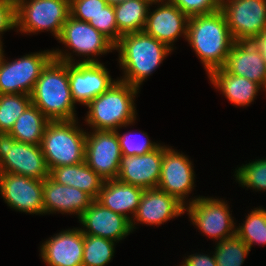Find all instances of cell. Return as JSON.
Returning <instances> with one entry per match:
<instances>
[{
  "label": "cell",
  "mask_w": 266,
  "mask_h": 266,
  "mask_svg": "<svg viewBox=\"0 0 266 266\" xmlns=\"http://www.w3.org/2000/svg\"><path fill=\"white\" fill-rule=\"evenodd\" d=\"M186 41L200 59L207 76L223 68L235 42L221 10L189 17Z\"/></svg>",
  "instance_id": "6da1fadb"
},
{
  "label": "cell",
  "mask_w": 266,
  "mask_h": 266,
  "mask_svg": "<svg viewBox=\"0 0 266 266\" xmlns=\"http://www.w3.org/2000/svg\"><path fill=\"white\" fill-rule=\"evenodd\" d=\"M115 50L119 53L117 60L123 71L119 80L139 89L173 52L144 31L123 34L115 44Z\"/></svg>",
  "instance_id": "7a4b0ae2"
},
{
  "label": "cell",
  "mask_w": 266,
  "mask_h": 266,
  "mask_svg": "<svg viewBox=\"0 0 266 266\" xmlns=\"http://www.w3.org/2000/svg\"><path fill=\"white\" fill-rule=\"evenodd\" d=\"M35 105L49 121L78 119L69 86L68 63L52 58L42 69L32 93Z\"/></svg>",
  "instance_id": "3957f363"
},
{
  "label": "cell",
  "mask_w": 266,
  "mask_h": 266,
  "mask_svg": "<svg viewBox=\"0 0 266 266\" xmlns=\"http://www.w3.org/2000/svg\"><path fill=\"white\" fill-rule=\"evenodd\" d=\"M139 91L118 77L104 93L86 105V125L99 131H116L133 125L137 120L135 98Z\"/></svg>",
  "instance_id": "277c9868"
},
{
  "label": "cell",
  "mask_w": 266,
  "mask_h": 266,
  "mask_svg": "<svg viewBox=\"0 0 266 266\" xmlns=\"http://www.w3.org/2000/svg\"><path fill=\"white\" fill-rule=\"evenodd\" d=\"M57 40L64 44L65 49H52L53 58L66 63H97L100 62L97 56L115 51V44L109 38L88 22L76 20L72 16L63 24ZM74 55L83 58L76 60Z\"/></svg>",
  "instance_id": "5b68a950"
},
{
  "label": "cell",
  "mask_w": 266,
  "mask_h": 266,
  "mask_svg": "<svg viewBox=\"0 0 266 266\" xmlns=\"http://www.w3.org/2000/svg\"><path fill=\"white\" fill-rule=\"evenodd\" d=\"M78 123V119L50 121L46 126L41 149L49 171L85 161L87 131Z\"/></svg>",
  "instance_id": "8992f818"
},
{
  "label": "cell",
  "mask_w": 266,
  "mask_h": 266,
  "mask_svg": "<svg viewBox=\"0 0 266 266\" xmlns=\"http://www.w3.org/2000/svg\"><path fill=\"white\" fill-rule=\"evenodd\" d=\"M70 16V0H17L16 32L37 34L48 32L59 37Z\"/></svg>",
  "instance_id": "52a82bcc"
},
{
  "label": "cell",
  "mask_w": 266,
  "mask_h": 266,
  "mask_svg": "<svg viewBox=\"0 0 266 266\" xmlns=\"http://www.w3.org/2000/svg\"><path fill=\"white\" fill-rule=\"evenodd\" d=\"M188 200L185 212L202 234L216 243L235 236L236 222L225 199L199 195Z\"/></svg>",
  "instance_id": "ba28073f"
},
{
  "label": "cell",
  "mask_w": 266,
  "mask_h": 266,
  "mask_svg": "<svg viewBox=\"0 0 266 266\" xmlns=\"http://www.w3.org/2000/svg\"><path fill=\"white\" fill-rule=\"evenodd\" d=\"M0 172L44 180L49 170L41 145L18 142L9 132L0 131Z\"/></svg>",
  "instance_id": "9c48e42d"
},
{
  "label": "cell",
  "mask_w": 266,
  "mask_h": 266,
  "mask_svg": "<svg viewBox=\"0 0 266 266\" xmlns=\"http://www.w3.org/2000/svg\"><path fill=\"white\" fill-rule=\"evenodd\" d=\"M0 57V94L30 95L42 69L53 58L52 50L31 52L9 60Z\"/></svg>",
  "instance_id": "30bf717a"
},
{
  "label": "cell",
  "mask_w": 266,
  "mask_h": 266,
  "mask_svg": "<svg viewBox=\"0 0 266 266\" xmlns=\"http://www.w3.org/2000/svg\"><path fill=\"white\" fill-rule=\"evenodd\" d=\"M193 162L183 152L163 145L161 176L157 188L176 197L185 206L196 184ZM187 197V198H186Z\"/></svg>",
  "instance_id": "8fae6325"
},
{
  "label": "cell",
  "mask_w": 266,
  "mask_h": 266,
  "mask_svg": "<svg viewBox=\"0 0 266 266\" xmlns=\"http://www.w3.org/2000/svg\"><path fill=\"white\" fill-rule=\"evenodd\" d=\"M220 10L234 41L251 40L266 28V0H228Z\"/></svg>",
  "instance_id": "7c38bea8"
},
{
  "label": "cell",
  "mask_w": 266,
  "mask_h": 266,
  "mask_svg": "<svg viewBox=\"0 0 266 266\" xmlns=\"http://www.w3.org/2000/svg\"><path fill=\"white\" fill-rule=\"evenodd\" d=\"M0 195L15 211L44 215L43 180L0 172Z\"/></svg>",
  "instance_id": "4fadbf2b"
},
{
  "label": "cell",
  "mask_w": 266,
  "mask_h": 266,
  "mask_svg": "<svg viewBox=\"0 0 266 266\" xmlns=\"http://www.w3.org/2000/svg\"><path fill=\"white\" fill-rule=\"evenodd\" d=\"M90 131L86 134V164L104 180L117 179L122 157L117 133Z\"/></svg>",
  "instance_id": "5bb4252c"
},
{
  "label": "cell",
  "mask_w": 266,
  "mask_h": 266,
  "mask_svg": "<svg viewBox=\"0 0 266 266\" xmlns=\"http://www.w3.org/2000/svg\"><path fill=\"white\" fill-rule=\"evenodd\" d=\"M69 86L75 104L86 106L104 93L117 79H113L104 63H68Z\"/></svg>",
  "instance_id": "9a60e30c"
},
{
  "label": "cell",
  "mask_w": 266,
  "mask_h": 266,
  "mask_svg": "<svg viewBox=\"0 0 266 266\" xmlns=\"http://www.w3.org/2000/svg\"><path fill=\"white\" fill-rule=\"evenodd\" d=\"M185 213V205L173 195L158 188L144 189L130 227L132 232L137 229V224L158 227Z\"/></svg>",
  "instance_id": "2e32d148"
},
{
  "label": "cell",
  "mask_w": 266,
  "mask_h": 266,
  "mask_svg": "<svg viewBox=\"0 0 266 266\" xmlns=\"http://www.w3.org/2000/svg\"><path fill=\"white\" fill-rule=\"evenodd\" d=\"M149 7L144 32L174 51V43L187 36L189 17L173 3H155Z\"/></svg>",
  "instance_id": "e0dca14e"
},
{
  "label": "cell",
  "mask_w": 266,
  "mask_h": 266,
  "mask_svg": "<svg viewBox=\"0 0 266 266\" xmlns=\"http://www.w3.org/2000/svg\"><path fill=\"white\" fill-rule=\"evenodd\" d=\"M78 220L84 235L99 236L117 243L132 233L130 221L126 217L104 207L96 199Z\"/></svg>",
  "instance_id": "ac0fdd59"
},
{
  "label": "cell",
  "mask_w": 266,
  "mask_h": 266,
  "mask_svg": "<svg viewBox=\"0 0 266 266\" xmlns=\"http://www.w3.org/2000/svg\"><path fill=\"white\" fill-rule=\"evenodd\" d=\"M162 158L163 144L144 155H122L117 180L143 189L157 188Z\"/></svg>",
  "instance_id": "d6986e66"
},
{
  "label": "cell",
  "mask_w": 266,
  "mask_h": 266,
  "mask_svg": "<svg viewBox=\"0 0 266 266\" xmlns=\"http://www.w3.org/2000/svg\"><path fill=\"white\" fill-rule=\"evenodd\" d=\"M39 249L47 266H82L84 234L78 227L69 228L46 239Z\"/></svg>",
  "instance_id": "ffe728a7"
},
{
  "label": "cell",
  "mask_w": 266,
  "mask_h": 266,
  "mask_svg": "<svg viewBox=\"0 0 266 266\" xmlns=\"http://www.w3.org/2000/svg\"><path fill=\"white\" fill-rule=\"evenodd\" d=\"M93 200L85 191L59 184L50 176L43 180L44 215L58 212L79 218Z\"/></svg>",
  "instance_id": "44dd1931"
},
{
  "label": "cell",
  "mask_w": 266,
  "mask_h": 266,
  "mask_svg": "<svg viewBox=\"0 0 266 266\" xmlns=\"http://www.w3.org/2000/svg\"><path fill=\"white\" fill-rule=\"evenodd\" d=\"M223 68L232 75L258 83L266 91V64L251 40L235 41Z\"/></svg>",
  "instance_id": "7402d4cb"
},
{
  "label": "cell",
  "mask_w": 266,
  "mask_h": 266,
  "mask_svg": "<svg viewBox=\"0 0 266 266\" xmlns=\"http://www.w3.org/2000/svg\"><path fill=\"white\" fill-rule=\"evenodd\" d=\"M143 192V188L123 183L117 179L105 180L96 200L104 207L131 221Z\"/></svg>",
  "instance_id": "603a6c76"
},
{
  "label": "cell",
  "mask_w": 266,
  "mask_h": 266,
  "mask_svg": "<svg viewBox=\"0 0 266 266\" xmlns=\"http://www.w3.org/2000/svg\"><path fill=\"white\" fill-rule=\"evenodd\" d=\"M208 78L218 91L233 105L247 107L254 102L260 90L264 89L256 82L245 77L232 75L224 68L213 70Z\"/></svg>",
  "instance_id": "cb8c5ba5"
},
{
  "label": "cell",
  "mask_w": 266,
  "mask_h": 266,
  "mask_svg": "<svg viewBox=\"0 0 266 266\" xmlns=\"http://www.w3.org/2000/svg\"><path fill=\"white\" fill-rule=\"evenodd\" d=\"M49 176L59 184L85 191L94 200L98 198L105 181L85 161L53 168L49 171Z\"/></svg>",
  "instance_id": "d4e9b609"
},
{
  "label": "cell",
  "mask_w": 266,
  "mask_h": 266,
  "mask_svg": "<svg viewBox=\"0 0 266 266\" xmlns=\"http://www.w3.org/2000/svg\"><path fill=\"white\" fill-rule=\"evenodd\" d=\"M50 121L31 104L15 121L9 133L18 141L41 145L46 126Z\"/></svg>",
  "instance_id": "484cf974"
},
{
  "label": "cell",
  "mask_w": 266,
  "mask_h": 266,
  "mask_svg": "<svg viewBox=\"0 0 266 266\" xmlns=\"http://www.w3.org/2000/svg\"><path fill=\"white\" fill-rule=\"evenodd\" d=\"M152 0H127L114 7L118 31L123 35L144 30Z\"/></svg>",
  "instance_id": "4316f807"
},
{
  "label": "cell",
  "mask_w": 266,
  "mask_h": 266,
  "mask_svg": "<svg viewBox=\"0 0 266 266\" xmlns=\"http://www.w3.org/2000/svg\"><path fill=\"white\" fill-rule=\"evenodd\" d=\"M242 225L235 227V235L250 248L254 245H266V209L259 206L252 209L245 217Z\"/></svg>",
  "instance_id": "83f0119b"
},
{
  "label": "cell",
  "mask_w": 266,
  "mask_h": 266,
  "mask_svg": "<svg viewBox=\"0 0 266 266\" xmlns=\"http://www.w3.org/2000/svg\"><path fill=\"white\" fill-rule=\"evenodd\" d=\"M117 242L99 236L84 235L83 265L106 266L111 262Z\"/></svg>",
  "instance_id": "f1b7e54d"
},
{
  "label": "cell",
  "mask_w": 266,
  "mask_h": 266,
  "mask_svg": "<svg viewBox=\"0 0 266 266\" xmlns=\"http://www.w3.org/2000/svg\"><path fill=\"white\" fill-rule=\"evenodd\" d=\"M214 252H211L218 266H242L250 253L249 246L236 235L215 243Z\"/></svg>",
  "instance_id": "f546056e"
},
{
  "label": "cell",
  "mask_w": 266,
  "mask_h": 266,
  "mask_svg": "<svg viewBox=\"0 0 266 266\" xmlns=\"http://www.w3.org/2000/svg\"><path fill=\"white\" fill-rule=\"evenodd\" d=\"M32 104L25 94H0V131L9 132L18 117Z\"/></svg>",
  "instance_id": "4dcf8cb0"
},
{
  "label": "cell",
  "mask_w": 266,
  "mask_h": 266,
  "mask_svg": "<svg viewBox=\"0 0 266 266\" xmlns=\"http://www.w3.org/2000/svg\"><path fill=\"white\" fill-rule=\"evenodd\" d=\"M234 173L233 176L241 187L257 192L266 191V157L242 164Z\"/></svg>",
  "instance_id": "1f68e13d"
},
{
  "label": "cell",
  "mask_w": 266,
  "mask_h": 266,
  "mask_svg": "<svg viewBox=\"0 0 266 266\" xmlns=\"http://www.w3.org/2000/svg\"><path fill=\"white\" fill-rule=\"evenodd\" d=\"M120 129H117L115 132L118 135L119 145L121 154L125 156H134V155H144L145 153L151 152L156 149L161 143L153 142L149 139L144 131H139L132 133L125 132L120 134ZM119 130V131H118Z\"/></svg>",
  "instance_id": "d6a6232c"
},
{
  "label": "cell",
  "mask_w": 266,
  "mask_h": 266,
  "mask_svg": "<svg viewBox=\"0 0 266 266\" xmlns=\"http://www.w3.org/2000/svg\"><path fill=\"white\" fill-rule=\"evenodd\" d=\"M88 23L109 38L114 44L122 36L117 28L114 7L112 5H107L98 15L91 18Z\"/></svg>",
  "instance_id": "836d02e7"
},
{
  "label": "cell",
  "mask_w": 266,
  "mask_h": 266,
  "mask_svg": "<svg viewBox=\"0 0 266 266\" xmlns=\"http://www.w3.org/2000/svg\"><path fill=\"white\" fill-rule=\"evenodd\" d=\"M107 5L105 0H70V16L79 21L89 22Z\"/></svg>",
  "instance_id": "e575fe53"
},
{
  "label": "cell",
  "mask_w": 266,
  "mask_h": 266,
  "mask_svg": "<svg viewBox=\"0 0 266 266\" xmlns=\"http://www.w3.org/2000/svg\"><path fill=\"white\" fill-rule=\"evenodd\" d=\"M188 17L210 14L220 10L218 0H175L173 2Z\"/></svg>",
  "instance_id": "d590c367"
},
{
  "label": "cell",
  "mask_w": 266,
  "mask_h": 266,
  "mask_svg": "<svg viewBox=\"0 0 266 266\" xmlns=\"http://www.w3.org/2000/svg\"><path fill=\"white\" fill-rule=\"evenodd\" d=\"M16 30V1L0 0V40L4 32Z\"/></svg>",
  "instance_id": "8d00e7d4"
},
{
  "label": "cell",
  "mask_w": 266,
  "mask_h": 266,
  "mask_svg": "<svg viewBox=\"0 0 266 266\" xmlns=\"http://www.w3.org/2000/svg\"><path fill=\"white\" fill-rule=\"evenodd\" d=\"M182 262L186 266H218L214 255H211V253L200 254L198 252L196 254L187 255Z\"/></svg>",
  "instance_id": "74e56055"
},
{
  "label": "cell",
  "mask_w": 266,
  "mask_h": 266,
  "mask_svg": "<svg viewBox=\"0 0 266 266\" xmlns=\"http://www.w3.org/2000/svg\"><path fill=\"white\" fill-rule=\"evenodd\" d=\"M251 41L257 47L266 64V28L257 36H254Z\"/></svg>",
  "instance_id": "f35d334b"
},
{
  "label": "cell",
  "mask_w": 266,
  "mask_h": 266,
  "mask_svg": "<svg viewBox=\"0 0 266 266\" xmlns=\"http://www.w3.org/2000/svg\"><path fill=\"white\" fill-rule=\"evenodd\" d=\"M108 5L115 6L117 4L123 3L127 0H105Z\"/></svg>",
  "instance_id": "ab89813d"
},
{
  "label": "cell",
  "mask_w": 266,
  "mask_h": 266,
  "mask_svg": "<svg viewBox=\"0 0 266 266\" xmlns=\"http://www.w3.org/2000/svg\"><path fill=\"white\" fill-rule=\"evenodd\" d=\"M175 0H152L155 3H173Z\"/></svg>",
  "instance_id": "60d3db41"
},
{
  "label": "cell",
  "mask_w": 266,
  "mask_h": 266,
  "mask_svg": "<svg viewBox=\"0 0 266 266\" xmlns=\"http://www.w3.org/2000/svg\"><path fill=\"white\" fill-rule=\"evenodd\" d=\"M3 51H4V49H3V41L0 40V57H1L2 53H3Z\"/></svg>",
  "instance_id": "b9f144b4"
},
{
  "label": "cell",
  "mask_w": 266,
  "mask_h": 266,
  "mask_svg": "<svg viewBox=\"0 0 266 266\" xmlns=\"http://www.w3.org/2000/svg\"><path fill=\"white\" fill-rule=\"evenodd\" d=\"M226 1H228V0H218V3H219L220 5H222V4L225 3Z\"/></svg>",
  "instance_id": "7bdbcfd3"
},
{
  "label": "cell",
  "mask_w": 266,
  "mask_h": 266,
  "mask_svg": "<svg viewBox=\"0 0 266 266\" xmlns=\"http://www.w3.org/2000/svg\"><path fill=\"white\" fill-rule=\"evenodd\" d=\"M178 266H186L183 262L181 264H179Z\"/></svg>",
  "instance_id": "ee69618b"
}]
</instances>
